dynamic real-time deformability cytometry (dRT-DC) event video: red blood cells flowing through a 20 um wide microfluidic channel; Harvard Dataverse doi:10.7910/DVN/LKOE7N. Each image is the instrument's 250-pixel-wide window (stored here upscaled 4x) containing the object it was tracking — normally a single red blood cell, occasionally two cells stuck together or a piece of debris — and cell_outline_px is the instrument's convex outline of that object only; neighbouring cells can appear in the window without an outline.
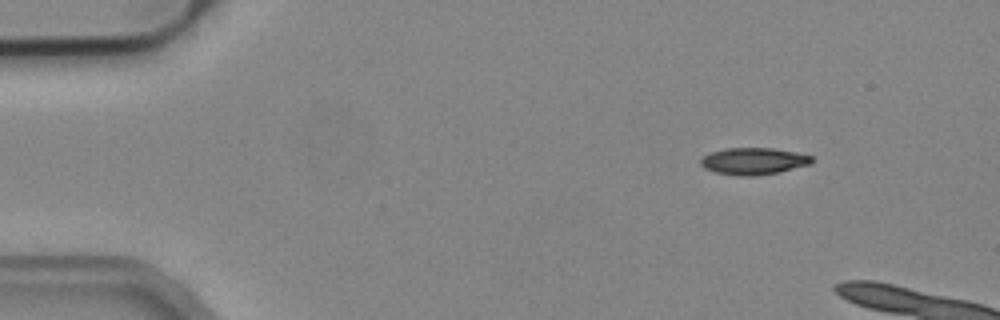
{"species": "common noctule bat (a hibernating species)", "species_latin": "Nyctalus noctula", "temperature_condition": "cold", "stored_images_in_passage": 15, "camera_frame_rate_fps": 3000, "um_per_image_px": 0.085, "animal": {"sex": "male", "body_mass_g": 19.2, "forearm_length_mm": 51.8}, "frame": {"image": 1, "passage_image": 1, "time_ms": 0.0, "image_size_px": [1000, 320], "cell_outline_px": [[812, 164], [780, 172], [752, 176], [740, 176], [716, 172], [704, 168], [700, 164], [700, 160], [704, 156], [712, 152], [724, 148], [772, 148], [796, 152], [812, 156]], "centroid_in_image_um": [64.07, 13.7], "position_along_channel_um": 20.9, "area_um2": 17.4}}
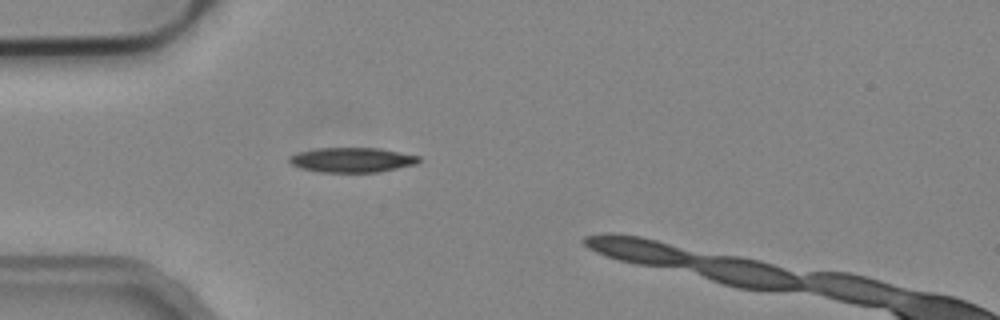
{"frame": {"image": 2, "passage_image": 10, "time_ms": 3.0, "image_size_px": [1000, 320], "cell_outline_px": [[420, 160], [416, 164], [380, 172], [320, 172], [300, 168], [292, 164], [288, 160], [288, 156], [296, 152], [316, 148], [380, 148], [420, 156]], "centroid_in_image_um": [29.9, 13.59], "position_along_channel_um": 55.1, "area_um2": 18.84}}